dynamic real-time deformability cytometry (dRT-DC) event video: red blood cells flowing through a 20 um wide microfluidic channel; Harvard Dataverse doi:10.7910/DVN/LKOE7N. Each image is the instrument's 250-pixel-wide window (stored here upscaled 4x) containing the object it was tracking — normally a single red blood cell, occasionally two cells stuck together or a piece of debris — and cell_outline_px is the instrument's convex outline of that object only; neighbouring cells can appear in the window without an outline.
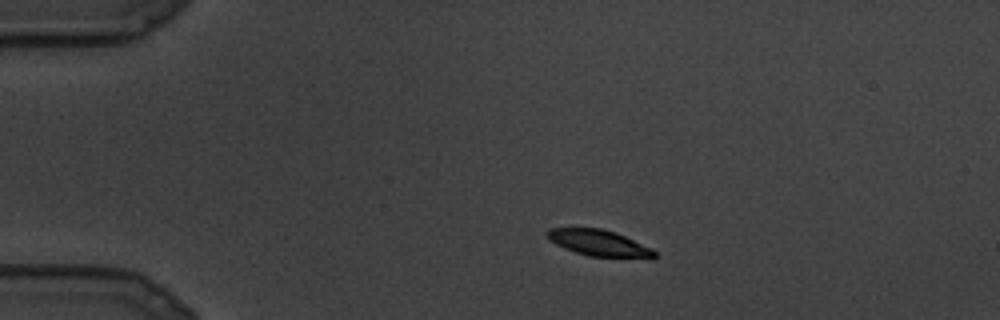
{"species": "common noctule bat (a hibernating species)", "species_latin": "Nyctalus noctula", "temperature_condition": "cold", "stored_images_in_passage": 22, "camera_frame_rate_fps": 3000, "um_per_image_px": 0.085, "animal": {"sex": "male", "body_mass_g": 19.5, "forearm_length_mm": 54.6}, "frame": {"image": 1, "passage_image": 1, "time_ms": 0.0, "image_size_px": [1000, 320], "cell_outline_px": [[656, 256], [652, 260], [588, 256], [564, 248], [548, 240], [544, 232], [548, 228], [600, 228], [616, 232], [652, 248], [656, 252]], "centroid_in_image_um": [50.96, 20.68], "position_along_channel_um": 34.0, "area_um2": 16.94}}
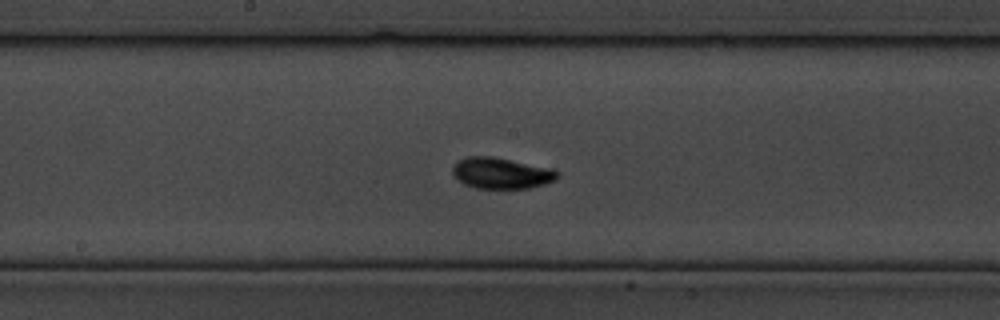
{"frame": {"image": 2, "passage_image": 10, "time_ms": 3.0, "image_size_px": [1000, 320], "cell_outline_px": [[560, 176], [556, 180], [544, 184], [528, 188], [476, 188], [464, 184], [456, 180], [452, 172], [452, 168], [456, 160], [464, 156], [492, 156], [556, 168], [560, 172]], "centroid_in_image_um": [42.63, 14.7], "position_along_channel_um": 205.6, "area_um2": 19.54}}
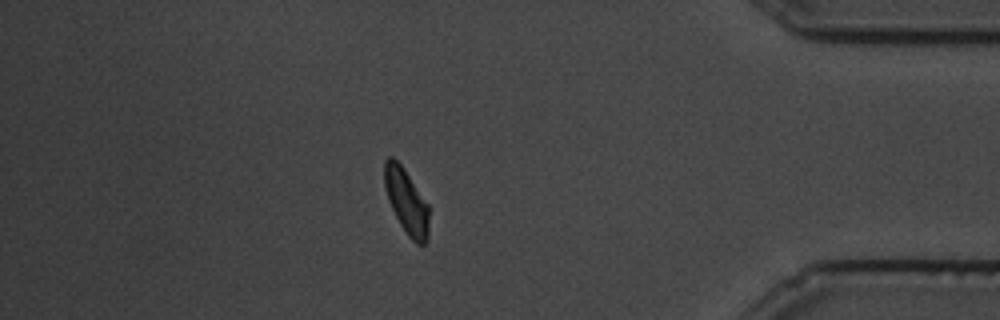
{"frame": {"image": 3, "passage_image": 19, "time_ms": 6.0, "image_size_px": [1000, 320], "cell_outline_px": [[428, 240], [424, 244], [416, 244], [408, 236], [400, 224], [388, 200], [384, 188], [384, 160], [388, 156], [392, 156], [404, 168], [428, 204]], "centroid_in_image_um": [34.53, 17.1], "position_along_channel_um": 400.7, "area_um2": 16.88}}